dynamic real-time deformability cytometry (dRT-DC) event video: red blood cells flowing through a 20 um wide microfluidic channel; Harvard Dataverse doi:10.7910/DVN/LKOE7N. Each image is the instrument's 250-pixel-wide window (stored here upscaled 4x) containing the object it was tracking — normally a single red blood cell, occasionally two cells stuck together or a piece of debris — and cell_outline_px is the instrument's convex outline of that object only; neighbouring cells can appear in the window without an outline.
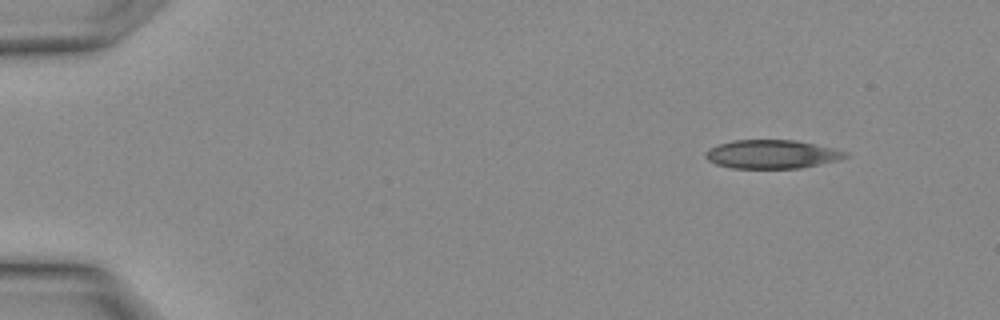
{"species": "Egyptian fruit bat (a non-hibernating species)", "species_latin": "Rousettus aegyptiacus", "temperature_condition": "warm", "stored_images_in_passage": 8, "camera_frame_rate_fps": 3000, "um_per_image_px": 0.085, "animal": {"sex": "female"}, "frame": {"image": 1, "passage_image": 1, "time_ms": 0.0, "image_size_px": [1000, 320], "cell_outline_px": [[848, 156], [836, 160], [800, 168], [732, 168], [716, 164], [708, 160], [704, 156], [704, 152], [708, 148], [716, 144], [732, 140], [796, 140], [832, 148], [848, 152]], "centroid_in_image_um": [65.53, 13.1], "position_along_channel_um": 19.5, "area_um2": 23.29}}
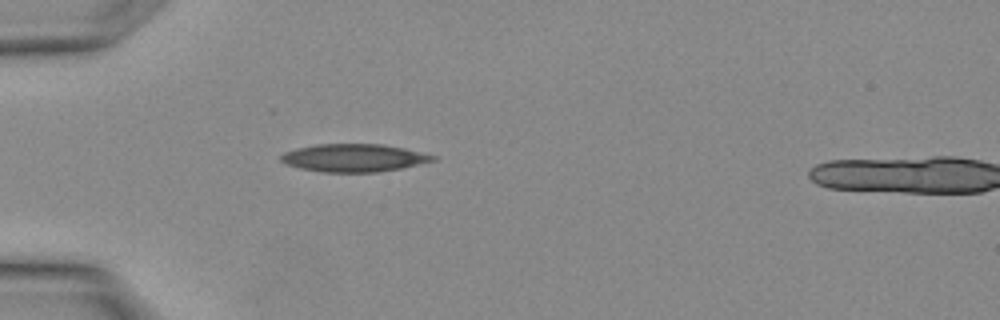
{"frame": {"image": 2, "passage_image": 7, "time_ms": 2.0, "image_size_px": [1000, 320], "cell_outline_px": [[440, 156], [436, 160], [400, 168], [376, 172], [324, 172], [300, 168], [284, 164], [280, 160], [280, 156], [284, 152], [296, 148], [316, 144], [384, 144], [404, 148]], "centroid_in_image_um": [30.08, 13.41], "position_along_channel_um": 54.9, "area_um2": 24.74}}